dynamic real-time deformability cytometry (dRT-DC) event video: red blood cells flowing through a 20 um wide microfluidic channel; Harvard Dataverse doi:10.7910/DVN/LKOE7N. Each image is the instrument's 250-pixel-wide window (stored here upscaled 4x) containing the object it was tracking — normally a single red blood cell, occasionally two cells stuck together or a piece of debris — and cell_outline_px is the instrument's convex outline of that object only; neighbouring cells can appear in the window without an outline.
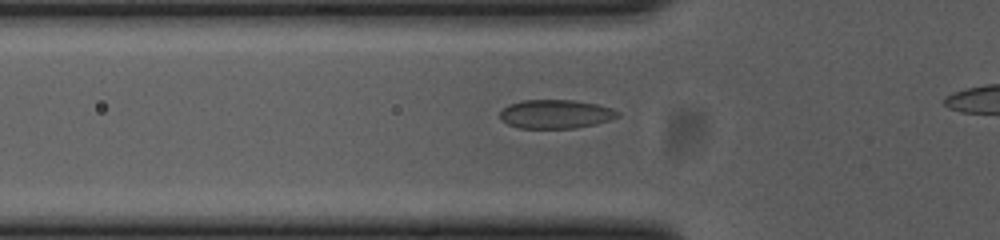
{"species": "common noctule bat (a hibernating species)", "species_latin": "Nyctalus noctula", "temperature_condition": "cold", "stored_images_in_passage": 36, "camera_frame_rate_fps": 3000, "um_per_image_px": 0.085, "animal": {"sex": "female", "body_mass_g": 23.0, "forearm_length_mm": 53.4}, "frame": {"image": 1, "passage_image": 10, "time_ms": 3.0, "image_size_px": [1000, 240], "cell_outline_px": [[620, 116], [596, 124], [572, 128], [520, 128], [508, 124], [500, 120], [500, 112], [508, 104], [524, 100], [576, 100], [596, 104], [612, 108], [620, 112]], "centroid_in_image_um": [47.23, 9.69], "position_along_channel_um": 78.6, "area_um2": 19.77}}
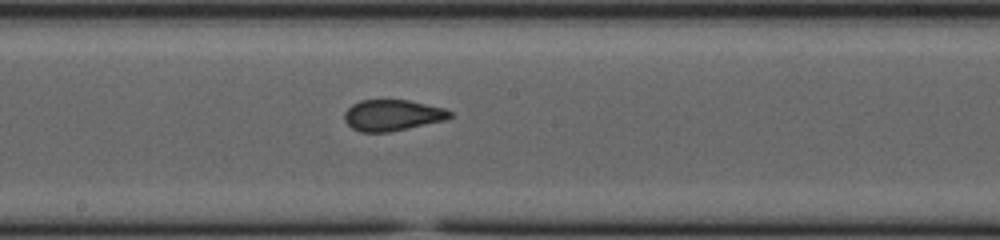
{"frame": {"image": 2, "passage_image": 21, "time_ms": 6.667, "image_size_px": [1000, 240], "cell_outline_px": [[452, 116], [444, 120], [408, 128], [388, 132], [360, 132], [352, 128], [344, 120], [344, 112], [352, 104], [360, 100], [408, 100], [444, 108], [452, 112]], "centroid_in_image_um": [33.32, 9.79], "position_along_channel_um": 214.9, "area_um2": 19.02}}
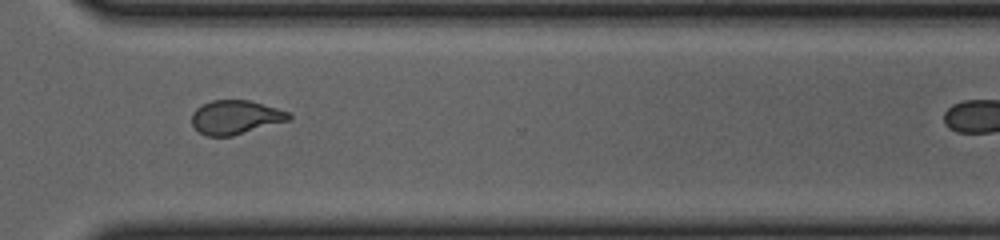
{"frame": {"image": 3, "passage_image": 32, "time_ms": 10.333, "image_size_px": [1000, 240], "cell_outline_px": [[292, 120], [232, 136], [208, 136], [200, 132], [192, 124], [192, 112], [196, 108], [212, 100], [252, 100], [288, 112], [292, 116]], "centroid_in_image_um": [20.05, 9.96], "position_along_channel_um": 350.5, "area_um2": 19.25}}